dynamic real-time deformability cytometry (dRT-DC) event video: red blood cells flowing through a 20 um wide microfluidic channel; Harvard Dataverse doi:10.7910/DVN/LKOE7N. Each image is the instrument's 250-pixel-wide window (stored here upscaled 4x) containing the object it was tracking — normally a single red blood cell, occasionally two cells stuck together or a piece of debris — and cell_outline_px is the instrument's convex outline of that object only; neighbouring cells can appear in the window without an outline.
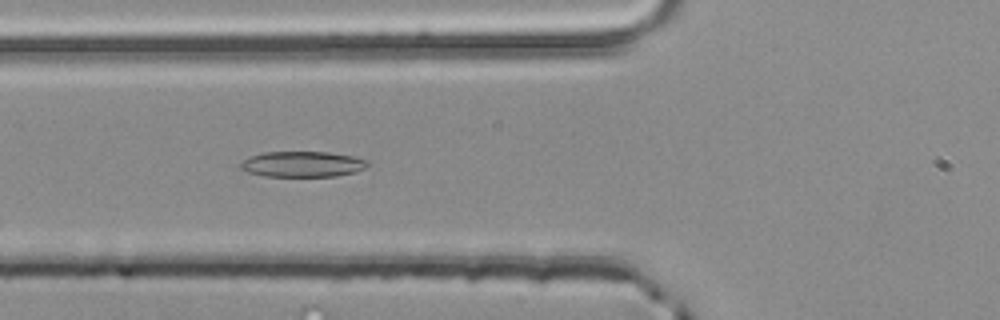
{"species": "common noctule bat (a hibernating species)", "species_latin": "Nyctalus noctula", "temperature_condition": "room temperature", "stored_images_in_passage": 30, "camera_frame_rate_fps": 3000, "um_per_image_px": 0.085, "animal": {"sex": "male", "body_mass_g": 20.4}, "frame": {"image": 1, "passage_image": 4, "time_ms": 1.0, "image_size_px": [1000, 320], "cell_outline_px": [[368, 164], [364, 168], [356, 172], [336, 176], [264, 176], [248, 172], [240, 168], [240, 164], [244, 160], [252, 156], [264, 152], [328, 152], [352, 156], [368, 160]], "centroid_in_image_um": [25.73, 13.95], "position_along_channel_um": 100.1, "area_um2": 18.84}}
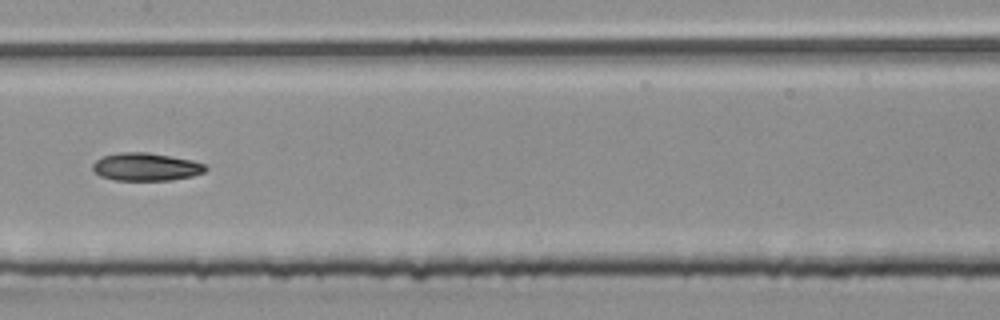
{"frame": {"image": 2, "passage_image": 11, "time_ms": 3.333, "image_size_px": [1000, 320], "cell_outline_px": [[208, 168], [204, 172], [192, 176], [172, 180], [116, 180], [100, 176], [92, 168], [92, 164], [96, 160], [104, 156], [120, 152], [148, 152], [192, 160], [204, 164]], "centroid_in_image_um": [12.41, 14.18], "position_along_channel_um": 195.0, "area_um2": 18.26}}
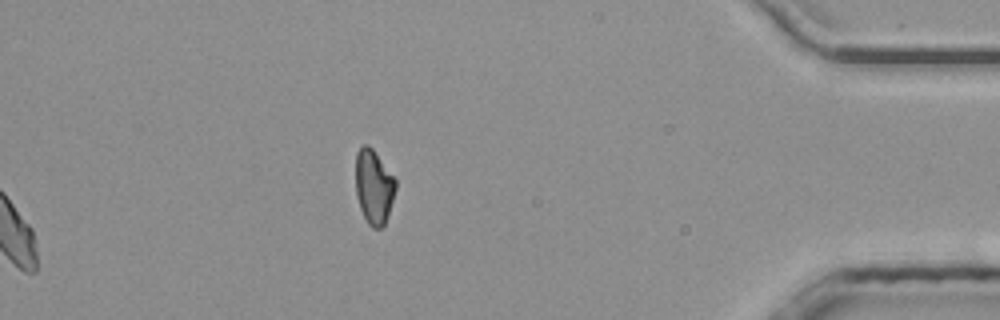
{"frame": {"image": 3, "passage_image": 30, "time_ms": 9.667, "image_size_px": [1000, 320], "cell_outline_px": [[396, 188], [388, 216], [384, 224], [380, 228], [372, 228], [368, 224], [360, 208], [356, 196], [356, 152], [364, 144], [368, 144], [372, 148], [396, 180]], "centroid_in_image_um": [31.77, 15.88], "position_along_channel_um": 403.4, "area_um2": 17.22}, "authors_computed_cell_mechanics": {"area_um2": 18.2648, "velocity_mm_per_s": 4.0257, "shape_relaxation_time_tau1_ms": 6.4559, "shape_relaxation_time_tau2_ms": 6.4922, "deformation_change_tau1": 0.1772, "deformation_change_tau2": 0.1245}}